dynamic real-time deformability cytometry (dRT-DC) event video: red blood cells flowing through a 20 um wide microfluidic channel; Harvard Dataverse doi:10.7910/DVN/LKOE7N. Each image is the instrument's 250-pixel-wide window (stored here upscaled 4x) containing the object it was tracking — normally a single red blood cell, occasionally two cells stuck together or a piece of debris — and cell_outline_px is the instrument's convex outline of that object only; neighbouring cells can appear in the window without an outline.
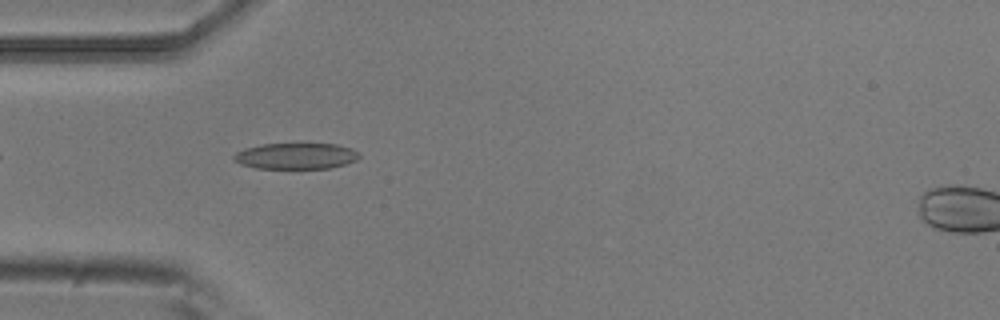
{"species": "common noctule bat (a hibernating species)", "species_latin": "Nyctalus noctula", "temperature_condition": "room temperature", "stored_images_in_passage": 6, "camera_frame_rate_fps": 3000, "um_per_image_px": 0.085, "animal": {"sex": "male", "body_mass_g": 20.5, "forearm_length_mm": 52.5}, "frame": {"image": 1, "passage_image": 5, "time_ms": 1.333, "image_size_px": [1000, 320], "cell_outline_px": [[360, 156], [356, 160], [344, 164], [328, 168], [256, 168], [240, 164], [232, 156], [236, 152], [244, 148], [260, 144], [336, 144], [352, 148]], "centroid_in_image_um": [25.12, 13.25], "position_along_channel_um": 59.9, "area_um2": 18.9}}
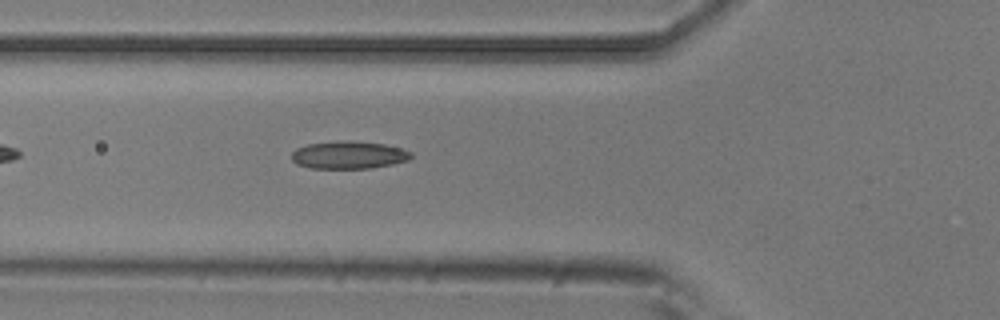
{"frame": {"image": 2, "passage_image": 6, "time_ms": 1.667, "image_size_px": [1000, 320], "cell_outline_px": [[412, 156], [408, 160], [392, 164], [372, 168], [312, 168], [296, 164], [292, 160], [292, 152], [296, 148], [308, 144], [340, 140], [348, 140], [384, 144], [400, 148], [412, 152]], "centroid_in_image_um": [29.63, 13.17], "position_along_channel_um": 96.2, "area_um2": 19.25}}